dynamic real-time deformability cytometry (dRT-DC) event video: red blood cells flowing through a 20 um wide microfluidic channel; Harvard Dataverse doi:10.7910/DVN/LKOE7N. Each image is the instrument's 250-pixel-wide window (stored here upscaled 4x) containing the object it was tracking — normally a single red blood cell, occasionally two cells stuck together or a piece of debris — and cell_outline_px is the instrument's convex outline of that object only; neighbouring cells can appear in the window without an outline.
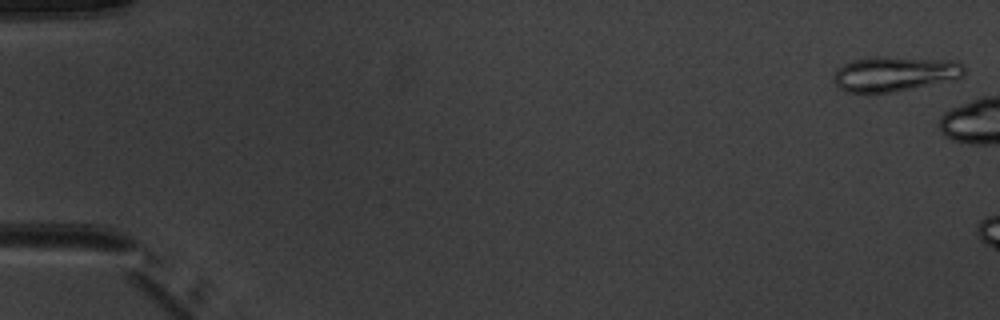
{"species": "common noctule bat (a hibernating species)", "species_latin": "Nyctalus noctula", "temperature_condition": "warm", "stored_images_in_passage": 5, "camera_frame_rate_fps": 3000, "um_per_image_px": 0.085, "animal": {"sex": "male", "body_mass_g": 20.1, "forearm_length_mm": 53.5}, "frame": {"image": 1, "passage_image": 1, "time_ms": 0.0, "image_size_px": [1000, 320], "cell_outline_px": [[964, 76], [952, 80], [892, 92], [848, 92], [840, 88], [832, 80], [832, 76], [836, 68], [852, 60], [872, 56], [884, 56], [956, 60], [964, 64]], "centroid_in_image_um": [76.04, 6.25], "position_along_channel_um": 9.0, "area_um2": 26.88}}